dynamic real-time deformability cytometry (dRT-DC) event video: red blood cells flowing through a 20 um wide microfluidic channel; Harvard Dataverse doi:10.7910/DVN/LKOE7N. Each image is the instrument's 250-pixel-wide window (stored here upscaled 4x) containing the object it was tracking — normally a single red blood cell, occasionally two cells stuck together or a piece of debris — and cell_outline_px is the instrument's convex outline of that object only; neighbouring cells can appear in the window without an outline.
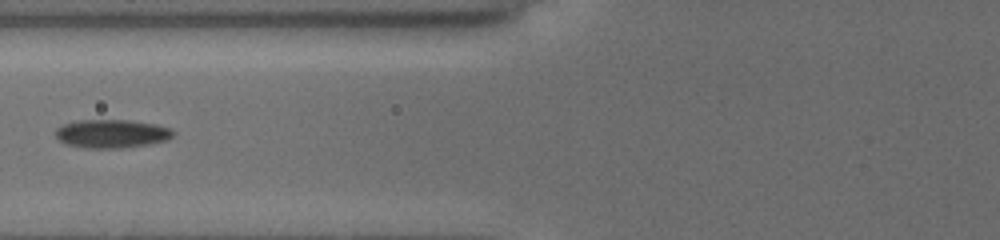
{"species": "common noctule bat (a hibernating species)", "species_latin": "Nyctalus noctula", "temperature_condition": "cold", "stored_images_in_passage": 37, "camera_frame_rate_fps": 3000, "um_per_image_px": 0.085, "animal": {"sex": "female", "body_mass_g": 19.5, "forearm_length_mm": 54.1}, "frame": {"image": 1, "passage_image": 12, "time_ms": 8.0, "image_size_px": [1000, 240], "cell_outline_px": [[176, 132], [168, 140], [148, 144], [120, 148], [84, 148], [64, 144], [56, 136], [56, 128], [64, 124], [76, 120], [128, 120], [156, 124], [172, 128]], "centroid_in_image_um": [9.51, 11.36], "position_along_channel_um": 116.3, "area_um2": 19.65}}
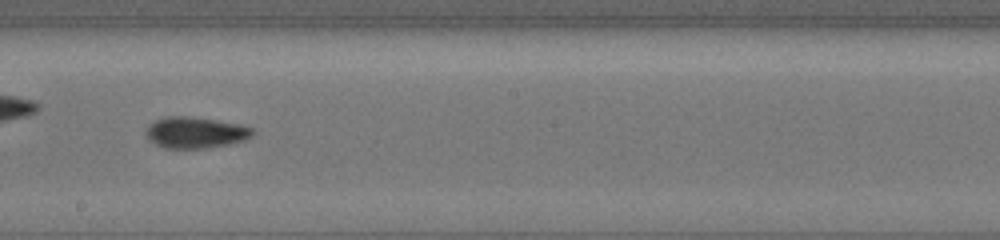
{"frame": {"image": 2, "passage_image": 19, "time_ms": 11.0, "image_size_px": [1000, 240], "cell_outline_px": [[256, 132], [252, 136], [244, 140], [228, 144], [208, 148], [164, 148], [148, 140], [144, 132], [148, 124], [156, 120], [168, 116], [188, 116], [236, 124], [252, 128]], "centroid_in_image_um": [16.56, 11.27], "position_along_channel_um": 231.6, "area_um2": 19.31}}
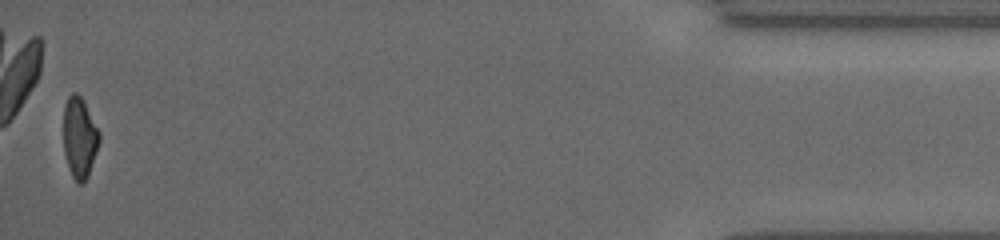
{"frame": {"image": 3, "passage_image": 36, "time_ms": 18.0, "image_size_px": [1000, 240], "cell_outline_px": [[100, 140], [88, 176], [84, 184], [76, 184], [68, 168], [64, 152], [64, 104], [68, 96], [72, 92], [76, 92], [80, 96], [100, 132]], "centroid_in_image_um": [6.75, 11.74], "position_along_channel_um": 428.4, "area_um2": 16.88}, "authors_computed_cell_mechanics": {"area_um2": 19.1318, "velocity_mm_per_s": 3.8373, "shape_relaxation_time_tau1_ms": 6.7848, "shape_relaxation_time_tau2_ms": 3.2457, "deformation_change_tau1": 0.1513, "deformation_change_tau2": 0.094}}